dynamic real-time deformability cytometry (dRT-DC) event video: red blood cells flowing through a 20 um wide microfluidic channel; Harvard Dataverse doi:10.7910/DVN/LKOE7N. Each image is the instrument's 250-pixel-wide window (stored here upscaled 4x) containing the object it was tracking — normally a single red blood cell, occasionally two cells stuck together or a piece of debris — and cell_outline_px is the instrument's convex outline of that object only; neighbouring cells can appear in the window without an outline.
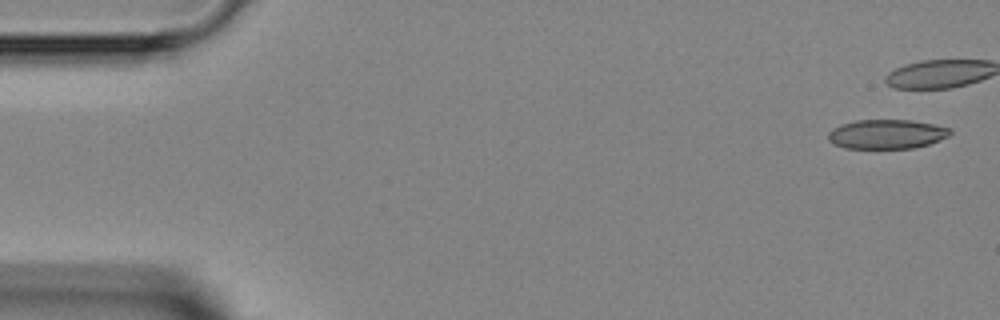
{"species": "Egyptian fruit bat (a non-hibernating species)", "species_latin": "Rousettus aegyptiacus", "temperature_condition": "room temperature", "stored_images_in_passage": 7, "camera_frame_rate_fps": 3000, "um_per_image_px": 0.085, "animal": {"sex": "female"}, "frame": {"image": 1, "passage_image": 1, "time_ms": 0.0, "image_size_px": [1000, 320], "cell_outline_px": [[952, 132], [948, 136], [940, 140], [916, 148], [844, 148], [832, 144], [828, 140], [828, 132], [832, 128], [840, 124], [856, 120], [912, 120], [952, 128]], "centroid_in_image_um": [75.35, 11.4], "position_along_channel_um": 9.7, "area_um2": 21.04}}
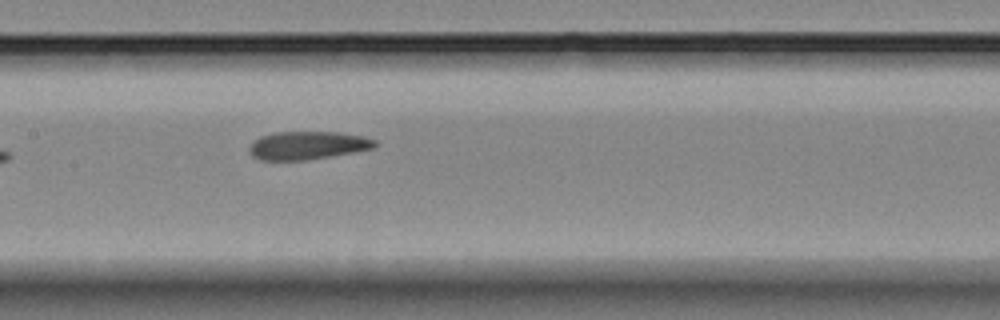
{"frame": {"image": 2, "passage_image": 7, "time_ms": 7.667, "image_size_px": [1000, 320], "cell_outline_px": [[380, 144], [376, 148], [304, 160], [260, 160], [252, 156], [248, 152], [248, 148], [260, 136], [276, 132], [336, 132], [364, 136], [376, 140]], "centroid_in_image_um": [26.17, 12.35], "position_along_channel_um": 181.2, "area_um2": 20.58}}